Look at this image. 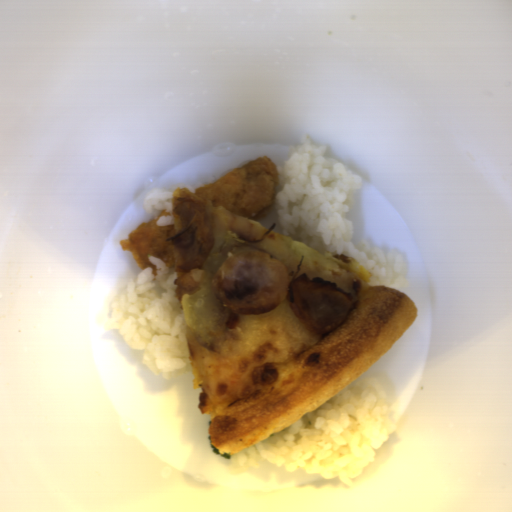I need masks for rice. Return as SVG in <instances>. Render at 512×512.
<instances>
[{
    "label": "rice",
    "instance_id": "652b925c",
    "mask_svg": "<svg viewBox=\"0 0 512 512\" xmlns=\"http://www.w3.org/2000/svg\"><path fill=\"white\" fill-rule=\"evenodd\" d=\"M395 432L383 385L375 376L355 378L287 428L230 454L229 471H251L263 461L286 472L305 468L349 488Z\"/></svg>",
    "mask_w": 512,
    "mask_h": 512
},
{
    "label": "rice",
    "instance_id": "023b6e5f",
    "mask_svg": "<svg viewBox=\"0 0 512 512\" xmlns=\"http://www.w3.org/2000/svg\"><path fill=\"white\" fill-rule=\"evenodd\" d=\"M326 155L327 145L316 146L305 135L290 157L276 166L279 183L272 208L277 234L324 255L326 251L349 254L371 275L367 282L371 286L408 288L405 253L386 251L365 239L352 242L354 225L347 215L363 179Z\"/></svg>",
    "mask_w": 512,
    "mask_h": 512
},
{
    "label": "rice",
    "instance_id": "8eca5e8b",
    "mask_svg": "<svg viewBox=\"0 0 512 512\" xmlns=\"http://www.w3.org/2000/svg\"><path fill=\"white\" fill-rule=\"evenodd\" d=\"M148 266L131 276L123 292L108 305V330L117 331L132 349L143 350L146 367L163 380L189 372L190 360L182 303L174 292L175 268L149 255Z\"/></svg>",
    "mask_w": 512,
    "mask_h": 512
},
{
    "label": "rice",
    "instance_id": "acb35da6",
    "mask_svg": "<svg viewBox=\"0 0 512 512\" xmlns=\"http://www.w3.org/2000/svg\"><path fill=\"white\" fill-rule=\"evenodd\" d=\"M173 192L170 188H155L147 191L143 197L144 210L153 219L161 211H167L169 214L162 215L156 226H166L174 223L173 213Z\"/></svg>",
    "mask_w": 512,
    "mask_h": 512
}]
</instances>
